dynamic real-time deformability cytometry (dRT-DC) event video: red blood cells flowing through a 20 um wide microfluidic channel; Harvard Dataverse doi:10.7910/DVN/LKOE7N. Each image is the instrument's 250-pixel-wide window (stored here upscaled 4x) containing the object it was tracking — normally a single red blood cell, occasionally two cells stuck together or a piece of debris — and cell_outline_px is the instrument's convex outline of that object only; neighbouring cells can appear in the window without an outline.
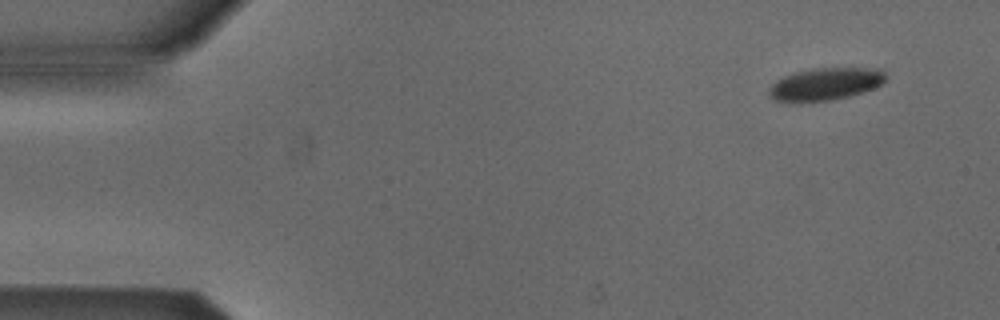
{"species": "Egyptian fruit bat (a non-hibernating species)", "species_latin": "Rousettus aegyptiacus", "temperature_condition": "cold", "stored_images_in_passage": 5, "camera_frame_rate_fps": 3000, "um_per_image_px": 0.085, "animal": {"sex": "male"}, "frame": {"image": 1, "passage_image": 1, "time_ms": 0.0, "image_size_px": [1000, 320], "cell_outline_px": [[884, 80], [880, 84], [872, 88], [848, 96], [832, 100], [776, 100], [768, 96], [768, 88], [776, 80], [784, 76], [796, 72], [812, 68], [876, 68], [884, 72]], "centroid_in_image_um": [70.12, 7.11], "position_along_channel_um": 14.9, "area_um2": 21.39}}
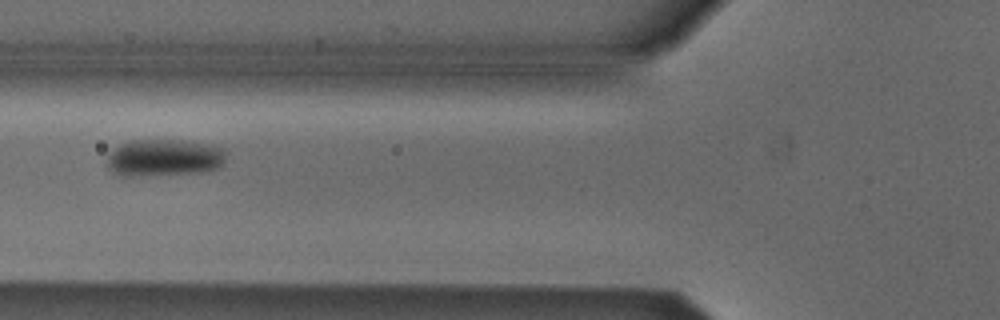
{"frame": {"image": 2, "passage_image": 5, "time_ms": 5.333, "image_size_px": [1000, 320], "cell_outline_px": [[224, 164], [220, 168], [200, 172], [128, 176], [120, 176], [112, 172], [108, 168], [108, 156], [112, 148], [120, 144], [132, 140], [184, 140], [208, 144], [224, 148]], "centroid_in_image_um": [13.94, 13.4], "position_along_channel_um": 111.9, "area_um2": 25.78}}